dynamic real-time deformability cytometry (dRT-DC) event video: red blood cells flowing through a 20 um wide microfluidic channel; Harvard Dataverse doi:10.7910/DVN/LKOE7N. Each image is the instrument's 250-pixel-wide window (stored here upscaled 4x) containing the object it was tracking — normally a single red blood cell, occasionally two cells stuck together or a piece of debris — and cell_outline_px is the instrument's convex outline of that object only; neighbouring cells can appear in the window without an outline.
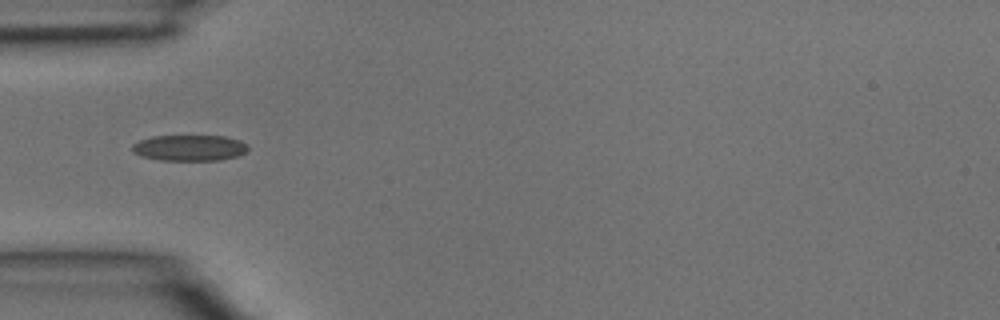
{"species": "common noctule bat (a hibernating species)", "species_latin": "Nyctalus noctula", "temperature_condition": "room temperature", "stored_images_in_passage": 2, "camera_frame_rate_fps": 3000, "um_per_image_px": 0.085, "animal": {"sex": "male", "body_mass_g": 15.6}, "frame": {"image": 1, "passage_image": 2, "time_ms": 0.333, "image_size_px": [1000, 320], "cell_outline_px": [[248, 152], [236, 156], [220, 160], [160, 160], [140, 156], [132, 152], [132, 144], [140, 140], [152, 136], [224, 136], [240, 140], [248, 144]], "centroid_in_image_um": [16.11, 12.57], "position_along_channel_um": 68.9, "area_um2": 17.63}}